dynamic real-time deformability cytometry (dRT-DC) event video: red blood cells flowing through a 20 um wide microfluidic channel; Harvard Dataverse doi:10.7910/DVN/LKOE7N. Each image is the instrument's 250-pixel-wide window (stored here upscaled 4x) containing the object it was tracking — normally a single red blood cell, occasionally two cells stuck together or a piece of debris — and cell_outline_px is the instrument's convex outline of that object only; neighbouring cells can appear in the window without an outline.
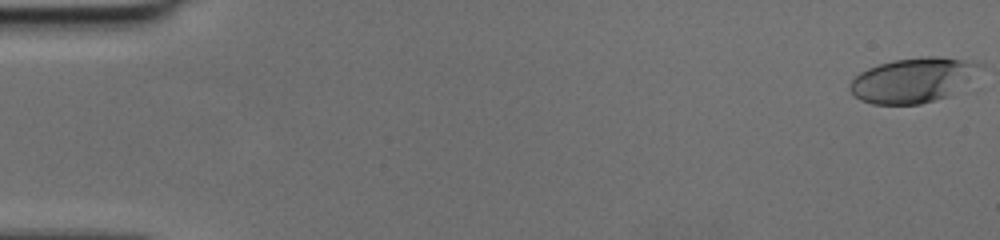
{"species": "human", "species_latin": "Homo sapiens", "temperature_condition": "cold", "stored_images_in_passage": 51, "camera_frame_rate_fps": 3000, "um_per_image_px": 0.085, "donor": {"sex": "female"}, "frame": {"image": 1, "passage_image": 1, "time_ms": 0.0, "image_size_px": [1000, 240], "cell_outline_px": [[976, 64], [948, 96], [920, 104], [872, 104], [860, 100], [848, 88], [852, 80], [860, 72], [868, 68], [892, 60], [928, 56], [936, 56], [960, 60]], "centroid_in_image_um": [77.34, 6.83], "position_along_channel_um": 7.7, "area_um2": 31.96}}
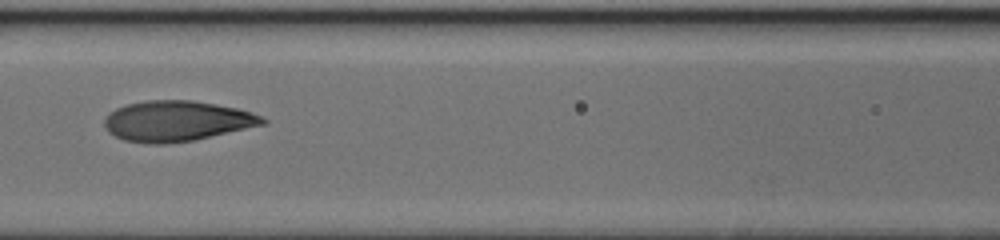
{"frame": {"image": 2, "passage_image": 24, "time_ms": 7.667, "image_size_px": [1000, 240], "cell_outline_px": [[268, 120], [264, 124], [192, 140], [164, 144], [148, 144], [124, 140], [108, 132], [104, 124], [104, 120], [116, 108], [128, 104], [144, 100], [192, 100], [236, 108], [252, 112]], "centroid_in_image_um": [15.0, 10.28], "position_along_channel_um": 151.6, "area_um2": 36.88}}
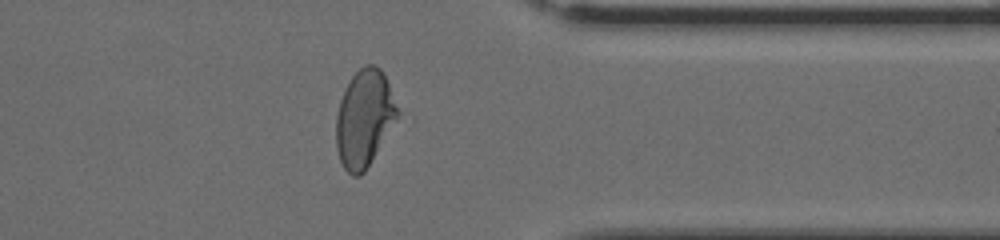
{"frame": {"image": 3, "passage_image": 41, "time_ms": 13.333, "image_size_px": [1000, 240], "cell_outline_px": [[400, 116], [364, 172], [360, 176], [352, 176], [344, 168], [340, 160], [336, 148], [336, 116], [340, 100], [352, 76], [364, 64], [372, 64], [380, 68], [384, 72], [400, 112]], "centroid_in_image_um": [30.98, 10.06], "position_along_channel_um": 380.4, "area_um2": 34.8}}